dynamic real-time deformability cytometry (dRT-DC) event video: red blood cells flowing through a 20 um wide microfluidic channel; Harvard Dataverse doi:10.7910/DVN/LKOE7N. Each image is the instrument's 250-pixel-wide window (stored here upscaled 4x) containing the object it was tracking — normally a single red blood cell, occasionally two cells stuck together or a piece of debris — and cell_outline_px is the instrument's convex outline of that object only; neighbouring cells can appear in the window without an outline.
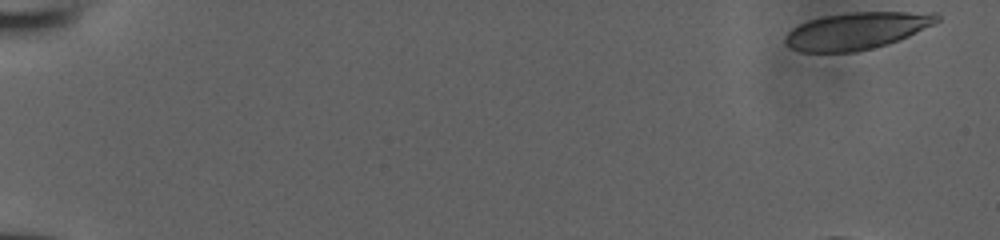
{"species": "human", "species_latin": "Homo sapiens", "temperature_condition": "room temperature", "stored_images_in_passage": 43, "camera_frame_rate_fps": 3000, "um_per_image_px": 0.085, "donor": {"sex": "male"}, "frame": {"image": 1, "passage_image": 1, "time_ms": 0.0, "image_size_px": [1000, 240], "cell_outline_px": [[940, 20], [908, 36], [872, 48], [856, 52], [800, 52], [792, 48], [784, 40], [784, 36], [792, 28], [808, 20], [824, 16], [856, 12], [936, 12], [940, 16]], "centroid_in_image_um": [72.79, 2.61], "position_along_channel_um": 12.2, "area_um2": 32.37}}